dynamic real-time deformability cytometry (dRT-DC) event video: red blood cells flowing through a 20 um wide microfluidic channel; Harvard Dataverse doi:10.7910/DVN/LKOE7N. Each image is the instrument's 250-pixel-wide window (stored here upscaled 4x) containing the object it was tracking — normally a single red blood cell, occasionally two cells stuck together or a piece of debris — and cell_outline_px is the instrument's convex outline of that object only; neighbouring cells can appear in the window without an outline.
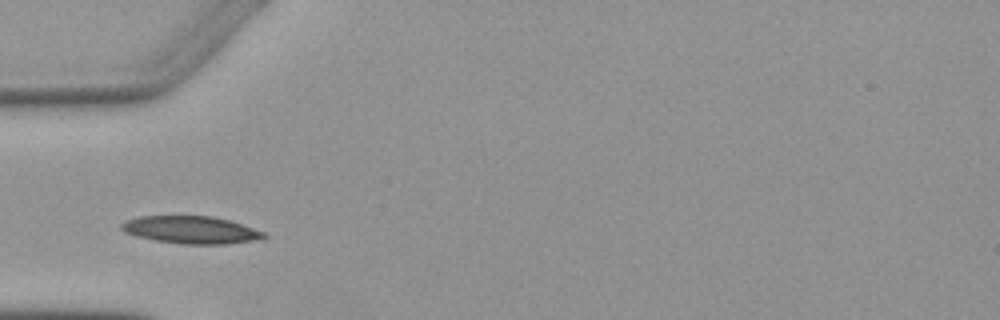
{"species": "Egyptian fruit bat (a non-hibernating species)", "species_latin": "Rousettus aegyptiacus", "temperature_condition": "warm", "stored_images_in_passage": 3, "camera_frame_rate_fps": 3000, "um_per_image_px": 0.085, "animal": {"sex": "female"}, "frame": {"image": 1, "passage_image": 3, "time_ms": 2.333, "image_size_px": [1000, 320], "cell_outline_px": [[268, 236], [264, 240], [228, 244], [180, 244], [156, 240], [136, 236], [124, 232], [120, 228], [120, 224], [128, 220], [140, 216], [212, 216], [228, 220], [268, 232]], "centroid_in_image_um": [16.33, 19.55], "position_along_channel_um": 68.7, "area_um2": 23.12}}